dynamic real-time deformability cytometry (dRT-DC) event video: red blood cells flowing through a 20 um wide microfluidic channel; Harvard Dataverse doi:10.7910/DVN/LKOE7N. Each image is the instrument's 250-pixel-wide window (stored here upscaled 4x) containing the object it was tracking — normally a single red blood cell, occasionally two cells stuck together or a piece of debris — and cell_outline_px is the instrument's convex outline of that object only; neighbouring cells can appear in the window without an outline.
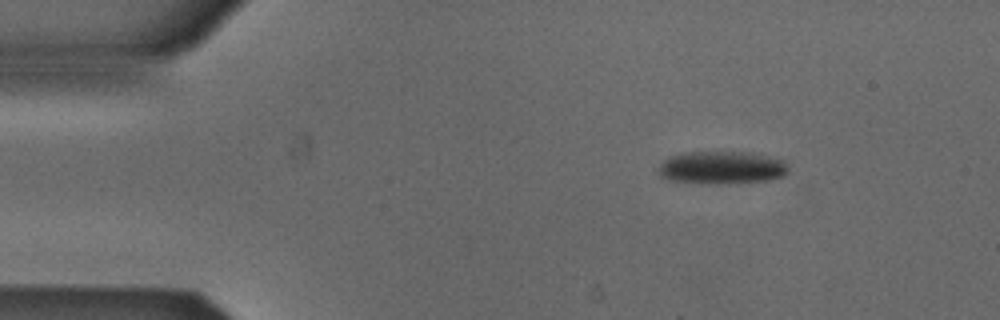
{"species": "Egyptian fruit bat (a non-hibernating species)", "species_latin": "Rousettus aegyptiacus", "temperature_condition": "cold", "stored_images_in_passage": 3, "camera_frame_rate_fps": 3000, "um_per_image_px": 0.085, "animal": {"sex": "male"}, "frame": {"image": 1, "passage_image": 1, "time_ms": 0.0, "image_size_px": [1000, 320], "cell_outline_px": [[788, 172], [784, 176], [768, 180], [728, 184], [700, 184], [668, 180], [660, 176], [656, 172], [660, 164], [668, 156], [684, 152], [748, 152], [768, 156], [784, 160], [788, 164]], "centroid_in_image_um": [61.31, 14.26], "position_along_channel_um": 23.7, "area_um2": 25.43}}